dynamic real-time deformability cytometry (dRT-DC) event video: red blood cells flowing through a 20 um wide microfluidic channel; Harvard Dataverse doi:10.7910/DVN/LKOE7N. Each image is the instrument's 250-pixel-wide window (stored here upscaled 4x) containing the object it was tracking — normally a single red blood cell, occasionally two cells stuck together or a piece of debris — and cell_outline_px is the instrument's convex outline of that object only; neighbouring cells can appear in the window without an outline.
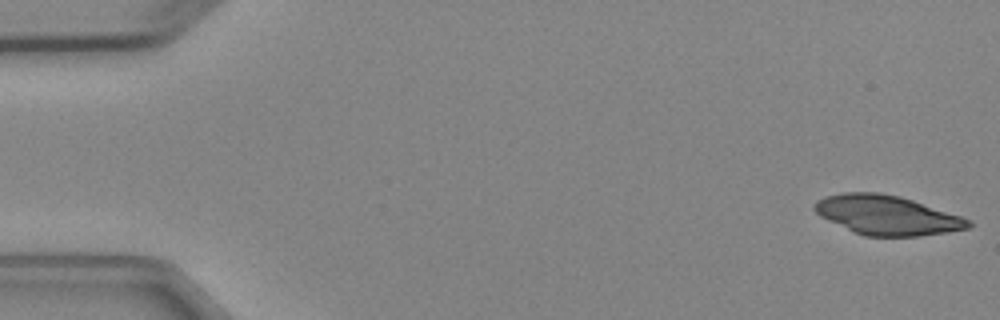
{"species": "Egyptian fruit bat (a non-hibernating species)", "species_latin": "Rousettus aegyptiacus", "temperature_condition": "cold", "stored_images_in_passage": 4, "camera_frame_rate_fps": 3000, "um_per_image_px": 0.085, "animal": {"sex": "female"}, "frame": {"image": 1, "passage_image": 1, "time_ms": 0.0, "image_size_px": [1000, 320], "cell_outline_px": [[972, 224], [968, 228], [948, 232], [916, 236], [864, 236], [828, 220], [820, 216], [812, 208], [812, 204], [816, 200], [824, 196], [844, 192], [880, 192], [900, 196], [960, 216], [968, 220]], "centroid_in_image_um": [75.33, 18.27], "position_along_channel_um": 9.7, "area_um2": 35.08}}